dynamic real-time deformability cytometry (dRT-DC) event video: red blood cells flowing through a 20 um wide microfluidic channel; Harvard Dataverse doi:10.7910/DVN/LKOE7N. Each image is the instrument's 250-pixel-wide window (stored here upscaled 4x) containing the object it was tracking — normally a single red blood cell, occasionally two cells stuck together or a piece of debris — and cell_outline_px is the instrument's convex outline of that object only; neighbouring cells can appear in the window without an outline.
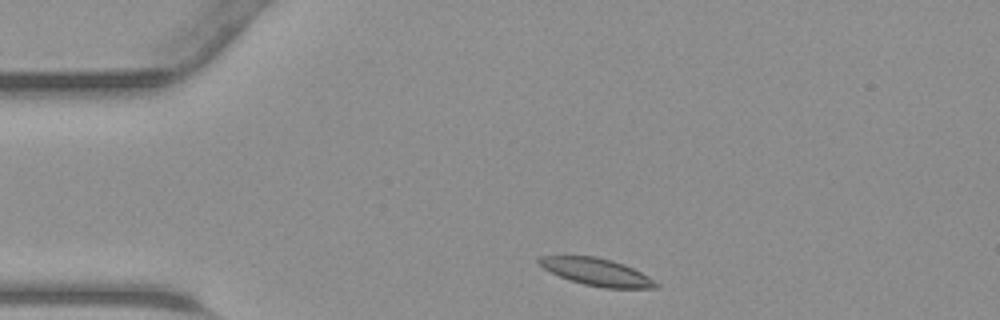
{"species": "common noctule bat (a hibernating species)", "species_latin": "Nyctalus noctula", "temperature_condition": "warm", "stored_images_in_passage": 31, "camera_frame_rate_fps": 3000, "um_per_image_px": 0.085, "animal": {"sex": "male", "body_mass_g": 23.1, "forearm_length_mm": 52.7}, "frame": {"image": 1, "passage_image": 2, "time_ms": 0.333, "image_size_px": [1000, 320], "cell_outline_px": [[660, 288], [604, 288], [584, 284], [568, 280], [544, 268], [536, 260], [540, 256], [596, 256], [612, 260], [624, 264], [648, 276], [660, 284]], "centroid_in_image_um": [50.75, 23.12], "position_along_channel_um": 34.3, "area_um2": 18.55}}
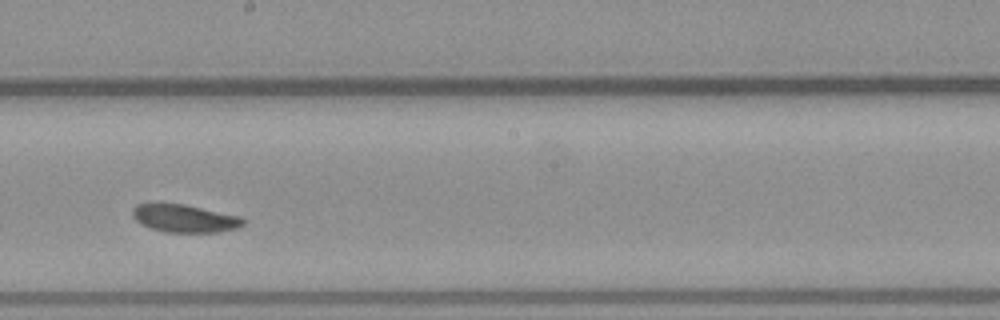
{"frame": {"image": 2, "passage_image": 18, "time_ms": 5.667, "image_size_px": [1000, 320], "cell_outline_px": [[244, 224], [236, 228], [220, 232], [164, 232], [140, 224], [132, 216], [132, 208], [136, 204], [184, 204], [240, 216], [244, 220]], "centroid_in_image_um": [15.68, 18.57], "position_along_channel_um": 232.5, "area_um2": 17.8}}
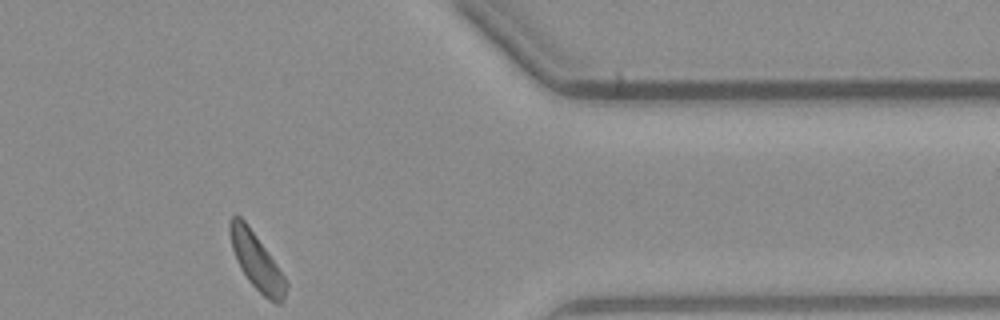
{"frame": {"image": 3, "passage_image": 30, "time_ms": 9.667, "image_size_px": [1000, 320], "cell_outline_px": [[288, 284], [284, 300], [280, 304], [276, 304], [268, 300], [248, 280], [240, 268], [236, 260], [232, 248], [228, 232], [228, 224], [232, 216], [236, 212], [244, 220], [276, 264], [284, 276]], "centroid_in_image_um": [21.78, 22.22], "position_along_channel_um": 389.6, "area_um2": 18.38}}